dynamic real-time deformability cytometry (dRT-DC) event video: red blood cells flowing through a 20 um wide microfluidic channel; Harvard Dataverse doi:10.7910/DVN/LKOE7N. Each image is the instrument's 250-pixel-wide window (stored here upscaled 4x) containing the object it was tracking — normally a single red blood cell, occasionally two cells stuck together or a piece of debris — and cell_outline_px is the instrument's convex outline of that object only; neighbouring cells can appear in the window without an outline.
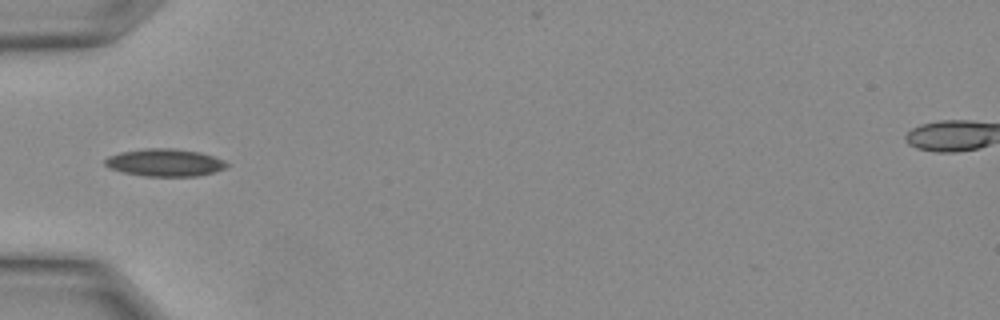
{"species": "Egyptian fruit bat (a non-hibernating species)", "species_latin": "Rousettus aegyptiacus", "temperature_condition": "warm", "stored_images_in_passage": 5, "camera_frame_rate_fps": 3000, "um_per_image_px": 0.085, "animal": {"sex": "female"}, "frame": {"image": 1, "passage_image": 3, "time_ms": 0.667, "image_size_px": [1000, 320], "cell_outline_px": [[228, 164], [224, 168], [212, 172], [196, 176], [144, 176], [124, 172], [108, 168], [104, 164], [104, 160], [108, 156], [120, 152], [144, 148], [172, 148], [200, 152], [224, 160]], "centroid_in_image_um": [13.96, 13.81], "position_along_channel_um": 71.0, "area_um2": 19.42}}